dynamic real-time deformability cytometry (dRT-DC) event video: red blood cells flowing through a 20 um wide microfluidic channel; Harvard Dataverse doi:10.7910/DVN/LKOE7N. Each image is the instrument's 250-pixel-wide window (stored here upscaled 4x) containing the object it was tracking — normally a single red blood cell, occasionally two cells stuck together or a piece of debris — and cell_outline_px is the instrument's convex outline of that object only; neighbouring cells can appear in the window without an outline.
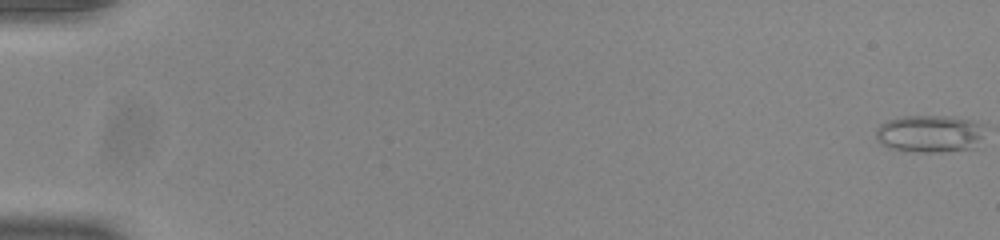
{"species": "common noctule bat (a hibernating species)", "species_latin": "Nyctalus noctula", "temperature_condition": "room temperature", "stored_images_in_passage": 15, "camera_frame_rate_fps": 3000, "um_per_image_px": 0.085, "animal": {"sex": "male", "body_mass_g": 20.0, "forearm_length_mm": 53.3}, "frame": {"image": 1, "passage_image": 1, "time_ms": 0.0, "image_size_px": [1000, 240], "cell_outline_px": [[984, 124], [976, 148], [940, 152], [920, 152], [892, 148], [880, 144], [876, 140], [876, 128], [880, 124], [888, 120], [904, 116], [952, 116], [972, 120]], "centroid_in_image_um": [79.01, 11.36], "position_along_channel_um": 6.0, "area_um2": 23.76}}